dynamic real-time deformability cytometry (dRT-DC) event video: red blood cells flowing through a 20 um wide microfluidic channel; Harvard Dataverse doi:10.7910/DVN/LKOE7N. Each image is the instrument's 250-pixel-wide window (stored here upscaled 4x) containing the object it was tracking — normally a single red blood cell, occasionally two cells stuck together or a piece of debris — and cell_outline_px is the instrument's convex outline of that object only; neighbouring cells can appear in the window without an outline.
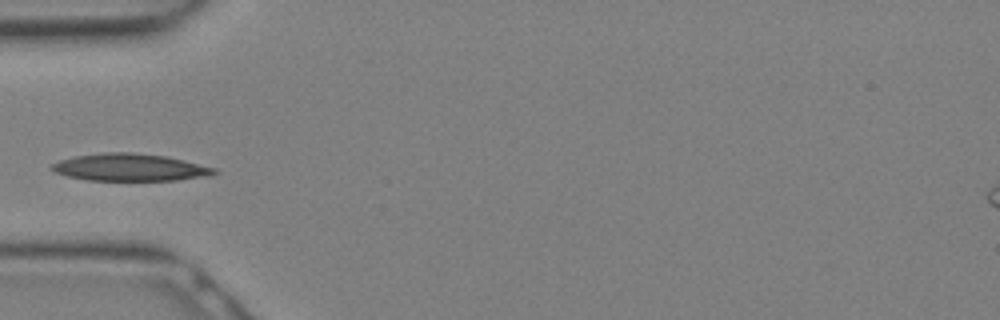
{"species": "Egyptian fruit bat (a non-hibernating species)", "species_latin": "Rousettus aegyptiacus", "temperature_condition": "warm", "stored_images_in_passage": 10, "camera_frame_rate_fps": 3000, "um_per_image_px": 0.085, "animal": {"sex": "female"}, "frame": {"image": 1, "passage_image": 9, "time_ms": 2.667, "image_size_px": [1000, 320], "cell_outline_px": [[220, 172], [212, 176], [176, 180], [88, 180], [68, 176], [56, 172], [48, 168], [52, 164], [60, 160], [76, 156], [104, 152], [132, 152], [164, 156], [184, 160], [216, 168]], "centroid_in_image_um": [11.09, 14.23], "position_along_channel_um": 73.9, "area_um2": 25.84}}